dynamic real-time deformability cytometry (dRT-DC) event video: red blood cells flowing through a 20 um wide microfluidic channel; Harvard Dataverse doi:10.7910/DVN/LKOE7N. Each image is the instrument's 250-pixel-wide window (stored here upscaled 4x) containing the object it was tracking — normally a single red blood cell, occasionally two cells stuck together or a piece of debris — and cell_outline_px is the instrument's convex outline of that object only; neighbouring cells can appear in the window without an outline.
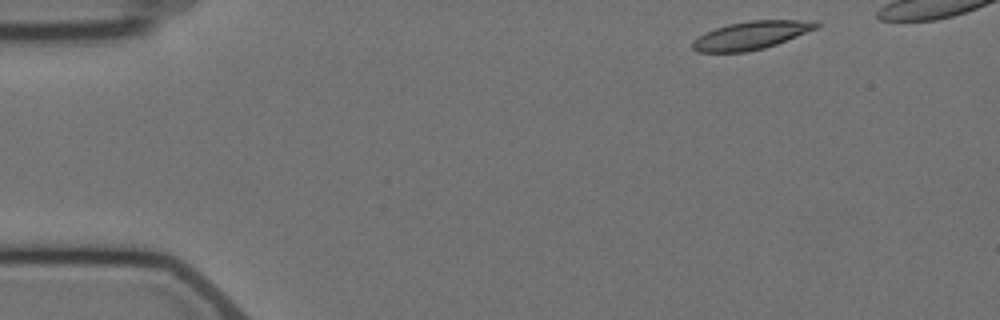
{"species": "Egyptian fruit bat (a non-hibernating species)", "species_latin": "Rousettus aegyptiacus", "temperature_condition": "cold", "stored_images_in_passage": 6, "segment_of_instrument_passage": [1, 2], "camera_frame_rate_fps": 3000, "um_per_image_px": 0.085, "animal": {"sex": "female"}, "frame": {"image": 1, "passage_image": 1, "time_ms": 0.0, "image_size_px": [1000, 320], "cell_outline_px": [[820, 24], [816, 28], [776, 44], [764, 48], [748, 52], [696, 52], [692, 48], [692, 40], [716, 28], [728, 24], [748, 20], [816, 20]], "centroid_in_image_um": [63.83, 3.0], "position_along_channel_um": 21.2, "area_um2": 20.11}}
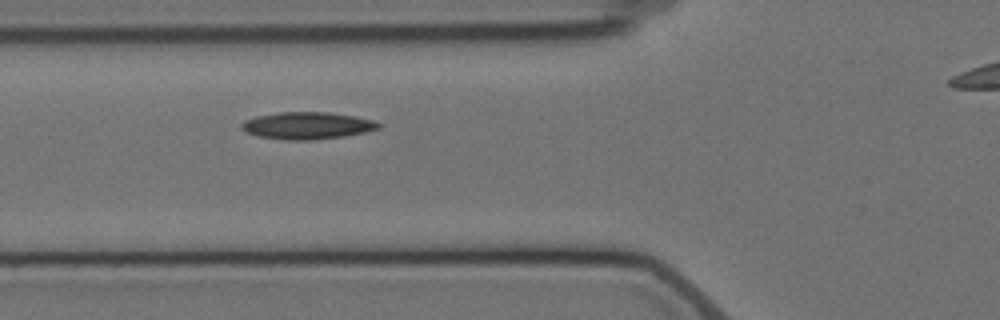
{"frame": {"image": 2, "passage_image": 5, "time_ms": 4.667, "image_size_px": [1000, 320], "cell_outline_px": [[380, 128], [364, 132], [344, 136], [312, 140], [288, 140], [260, 136], [244, 132], [240, 128], [240, 124], [244, 120], [256, 116], [280, 112], [328, 112], [356, 116], [372, 120], [380, 124]], "centroid_in_image_um": [26.08, 10.67], "position_along_channel_um": 99.7, "area_um2": 21.62}}